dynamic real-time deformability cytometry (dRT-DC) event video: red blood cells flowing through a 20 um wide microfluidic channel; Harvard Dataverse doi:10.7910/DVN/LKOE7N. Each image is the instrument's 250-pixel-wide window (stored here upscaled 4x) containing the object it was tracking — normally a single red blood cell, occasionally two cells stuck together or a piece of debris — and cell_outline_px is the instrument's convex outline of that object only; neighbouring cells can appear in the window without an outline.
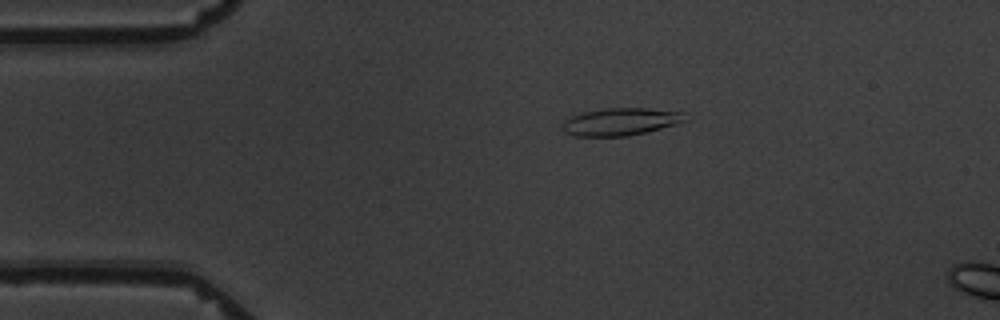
{"species": "common noctule bat (a hibernating species)", "species_latin": "Nyctalus noctula", "temperature_condition": "warm", "stored_images_in_passage": 5, "camera_frame_rate_fps": 3000, "um_per_image_px": 0.085, "animal": {"sex": "male", "body_mass_g": 19.5, "forearm_length_mm": 54.6}, "frame": {"image": 1, "passage_image": 3, "time_ms": 2.333, "image_size_px": [1000, 320], "cell_outline_px": [[688, 120], [676, 124], [628, 136], [572, 136], [564, 132], [564, 120], [572, 116], [584, 112], [608, 108], [644, 108], [684, 112]], "centroid_in_image_um": [52.77, 10.34], "position_along_channel_um": 32.2, "area_um2": 19.42}}